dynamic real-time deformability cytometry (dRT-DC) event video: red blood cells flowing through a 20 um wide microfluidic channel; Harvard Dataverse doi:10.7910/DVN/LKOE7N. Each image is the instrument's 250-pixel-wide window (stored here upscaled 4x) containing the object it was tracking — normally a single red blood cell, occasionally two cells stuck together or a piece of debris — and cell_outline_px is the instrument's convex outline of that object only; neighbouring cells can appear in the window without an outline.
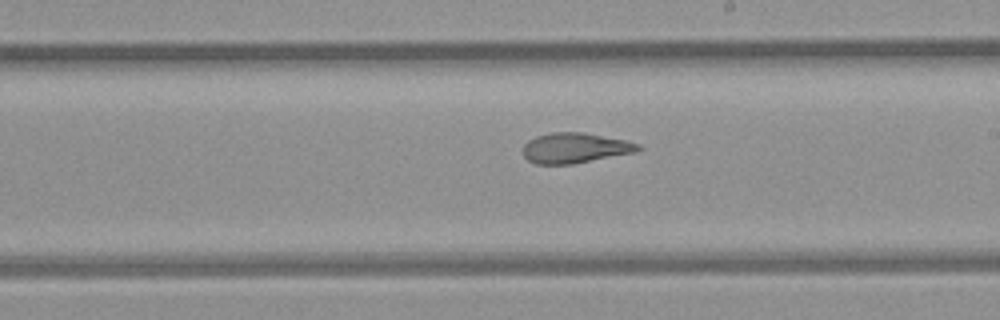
{"species": "common noctule bat (a hibernating species)", "species_latin": "Nyctalus noctula", "temperature_condition": "room temperature", "stored_images_in_passage": 9, "camera_frame_rate_fps": 3000, "um_per_image_px": 0.085, "animal": {"sex": "female", "body_mass_g": 21.9}, "frame": {"image": 1, "passage_image": 7, "time_ms": 2.0, "image_size_px": [1000, 320], "cell_outline_px": [[644, 148], [636, 152], [572, 164], [536, 164], [528, 160], [524, 156], [524, 144], [528, 140], [536, 136], [552, 132], [584, 132], [624, 140], [640, 144]], "centroid_in_image_um": [48.89, 12.57], "position_along_channel_um": 240.1, "area_um2": 20.29}}